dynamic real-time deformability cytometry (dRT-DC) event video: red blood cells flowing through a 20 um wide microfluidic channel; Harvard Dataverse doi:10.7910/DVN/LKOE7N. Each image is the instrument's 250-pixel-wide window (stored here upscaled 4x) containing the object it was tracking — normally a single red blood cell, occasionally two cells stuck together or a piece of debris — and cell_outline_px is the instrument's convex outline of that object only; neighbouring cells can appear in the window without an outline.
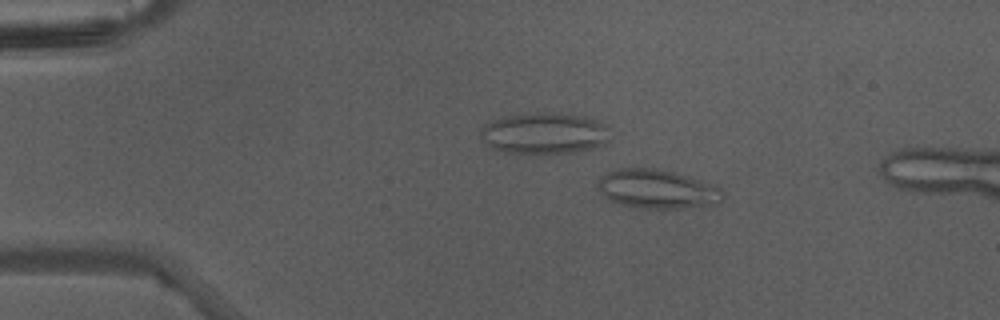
{"species": "Egyptian fruit bat (a non-hibernating species)", "species_latin": "Rousettus aegyptiacus", "temperature_condition": "warm", "stored_images_in_passage": 12, "camera_frame_rate_fps": 3000, "um_per_image_px": 0.085, "animal": {"sex": "male"}, "frame": {"image": 1, "passage_image": 7, "time_ms": 2.0, "image_size_px": [1000, 320], "cell_outline_px": [[724, 200], [704, 204], [680, 208], [640, 208], [620, 204], [608, 200], [604, 196], [596, 184], [596, 180], [608, 172], [624, 168], [648, 168], [672, 172], [688, 176], [712, 184], [720, 188], [724, 192]], "centroid_in_image_um": [55.81, 16.07], "position_along_channel_um": 29.2, "area_um2": 27.92}}